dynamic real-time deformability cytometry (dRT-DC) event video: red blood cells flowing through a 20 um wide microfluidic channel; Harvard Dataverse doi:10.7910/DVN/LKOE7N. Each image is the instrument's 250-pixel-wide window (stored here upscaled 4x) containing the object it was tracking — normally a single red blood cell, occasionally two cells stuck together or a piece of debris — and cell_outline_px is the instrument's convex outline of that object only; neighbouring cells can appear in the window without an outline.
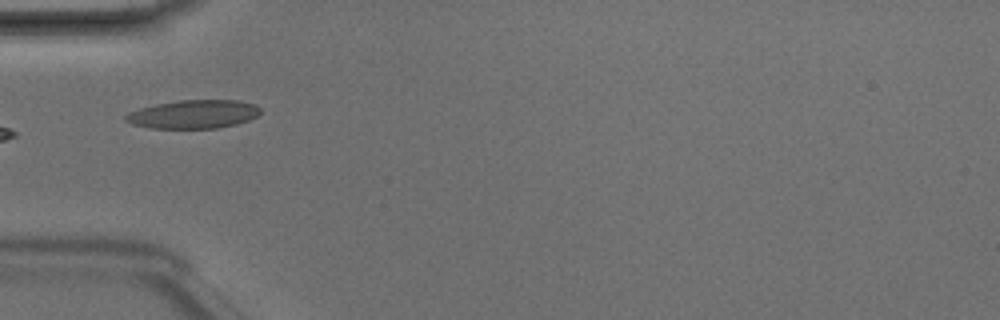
{"species": "Egyptian fruit bat (a non-hibernating species)", "species_latin": "Rousettus aegyptiacus", "temperature_condition": "room temperature", "stored_images_in_passage": 4, "camera_frame_rate_fps": 3000, "um_per_image_px": 0.085, "animal": {"sex": "male"}, "frame": {"image": 1, "passage_image": 4, "time_ms": 1.0, "image_size_px": [1000, 320], "cell_outline_px": [[260, 112], [256, 116], [248, 120], [236, 124], [216, 128], [148, 128], [132, 124], [124, 120], [124, 116], [128, 112], [140, 108], [156, 104], [180, 100], [240, 100], [256, 104], [260, 108]], "centroid_in_image_um": [16.43, 9.7], "position_along_channel_um": 68.6, "area_um2": 22.43}}